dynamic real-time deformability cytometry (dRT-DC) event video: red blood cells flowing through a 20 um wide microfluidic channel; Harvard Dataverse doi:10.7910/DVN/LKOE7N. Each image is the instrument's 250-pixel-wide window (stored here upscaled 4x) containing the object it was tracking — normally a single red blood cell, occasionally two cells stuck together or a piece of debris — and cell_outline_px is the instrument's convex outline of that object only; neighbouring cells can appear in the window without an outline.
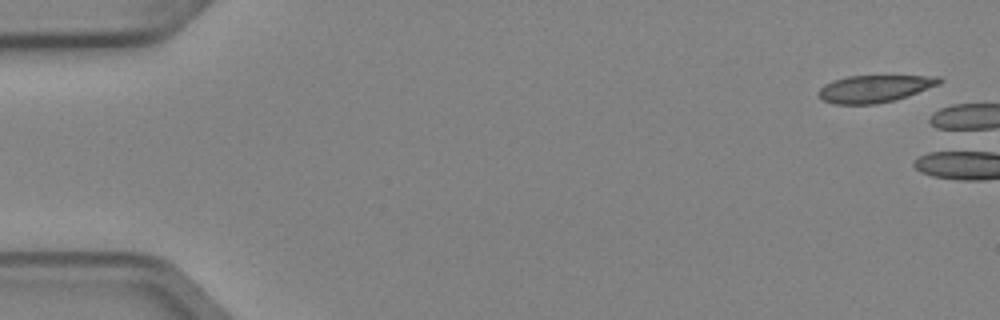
{"species": "Egyptian fruit bat (a non-hibernating species)", "species_latin": "Rousettus aegyptiacus", "temperature_condition": "cold", "stored_images_in_passage": 4, "camera_frame_rate_fps": 3000, "um_per_image_px": 0.085, "animal": {"sex": "female"}, "frame": {"image": 1, "passage_image": 1, "time_ms": 0.0, "image_size_px": [1000, 320], "cell_outline_px": [[944, 80], [940, 84], [908, 96], [896, 100], [876, 104], [832, 104], [820, 100], [816, 92], [824, 84], [832, 80], [848, 76], [940, 76]], "centroid_in_image_um": [74.31, 7.54], "position_along_channel_um": 10.7, "area_um2": 19.48}}